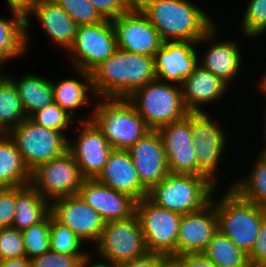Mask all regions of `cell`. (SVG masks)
Returning a JSON list of instances; mask_svg holds the SVG:
<instances>
[{
	"mask_svg": "<svg viewBox=\"0 0 266 267\" xmlns=\"http://www.w3.org/2000/svg\"><path fill=\"white\" fill-rule=\"evenodd\" d=\"M165 41L198 42L216 23L192 0H149L140 8Z\"/></svg>",
	"mask_w": 266,
	"mask_h": 267,
	"instance_id": "obj_1",
	"label": "cell"
},
{
	"mask_svg": "<svg viewBox=\"0 0 266 267\" xmlns=\"http://www.w3.org/2000/svg\"><path fill=\"white\" fill-rule=\"evenodd\" d=\"M90 74L96 96L103 98H128L156 78L153 57L118 48Z\"/></svg>",
	"mask_w": 266,
	"mask_h": 267,
	"instance_id": "obj_2",
	"label": "cell"
},
{
	"mask_svg": "<svg viewBox=\"0 0 266 267\" xmlns=\"http://www.w3.org/2000/svg\"><path fill=\"white\" fill-rule=\"evenodd\" d=\"M213 193V204L218 216V230L229 237L238 248L249 253L257 238L260 224L266 216V208L257 206L226 187ZM219 197V198H217Z\"/></svg>",
	"mask_w": 266,
	"mask_h": 267,
	"instance_id": "obj_3",
	"label": "cell"
},
{
	"mask_svg": "<svg viewBox=\"0 0 266 267\" xmlns=\"http://www.w3.org/2000/svg\"><path fill=\"white\" fill-rule=\"evenodd\" d=\"M91 120L108 143L117 150H128L151 129L127 98L97 97Z\"/></svg>",
	"mask_w": 266,
	"mask_h": 267,
	"instance_id": "obj_4",
	"label": "cell"
},
{
	"mask_svg": "<svg viewBox=\"0 0 266 267\" xmlns=\"http://www.w3.org/2000/svg\"><path fill=\"white\" fill-rule=\"evenodd\" d=\"M217 188L206 176L169 173L147 197L157 206L184 215L207 205Z\"/></svg>",
	"mask_w": 266,
	"mask_h": 267,
	"instance_id": "obj_5",
	"label": "cell"
},
{
	"mask_svg": "<svg viewBox=\"0 0 266 267\" xmlns=\"http://www.w3.org/2000/svg\"><path fill=\"white\" fill-rule=\"evenodd\" d=\"M151 130L178 121L189 112L183 102L181 85L154 79L127 98Z\"/></svg>",
	"mask_w": 266,
	"mask_h": 267,
	"instance_id": "obj_6",
	"label": "cell"
},
{
	"mask_svg": "<svg viewBox=\"0 0 266 267\" xmlns=\"http://www.w3.org/2000/svg\"><path fill=\"white\" fill-rule=\"evenodd\" d=\"M147 252L140 222L134 215L105 222L100 239L92 248L91 258L105 265L117 266Z\"/></svg>",
	"mask_w": 266,
	"mask_h": 267,
	"instance_id": "obj_7",
	"label": "cell"
},
{
	"mask_svg": "<svg viewBox=\"0 0 266 267\" xmlns=\"http://www.w3.org/2000/svg\"><path fill=\"white\" fill-rule=\"evenodd\" d=\"M213 118L215 117L206 111L191 112V133L198 169L221 189L223 184L219 181L221 177L217 175L220 174L218 170L226 156L224 153L229 139L227 132L222 128L223 125L219 123L220 120Z\"/></svg>",
	"mask_w": 266,
	"mask_h": 267,
	"instance_id": "obj_8",
	"label": "cell"
},
{
	"mask_svg": "<svg viewBox=\"0 0 266 267\" xmlns=\"http://www.w3.org/2000/svg\"><path fill=\"white\" fill-rule=\"evenodd\" d=\"M7 134L15 142L30 172L68 151L69 137L64 132L43 127L30 117L25 118Z\"/></svg>",
	"mask_w": 266,
	"mask_h": 267,
	"instance_id": "obj_9",
	"label": "cell"
},
{
	"mask_svg": "<svg viewBox=\"0 0 266 267\" xmlns=\"http://www.w3.org/2000/svg\"><path fill=\"white\" fill-rule=\"evenodd\" d=\"M137 216L148 252L177 255V239L182 214L167 210L153 203L148 197L136 202Z\"/></svg>",
	"mask_w": 266,
	"mask_h": 267,
	"instance_id": "obj_10",
	"label": "cell"
},
{
	"mask_svg": "<svg viewBox=\"0 0 266 267\" xmlns=\"http://www.w3.org/2000/svg\"><path fill=\"white\" fill-rule=\"evenodd\" d=\"M116 49L112 22L104 19L97 24L79 26L73 45L63 54L69 57L72 69L91 72L106 61Z\"/></svg>",
	"mask_w": 266,
	"mask_h": 267,
	"instance_id": "obj_11",
	"label": "cell"
},
{
	"mask_svg": "<svg viewBox=\"0 0 266 267\" xmlns=\"http://www.w3.org/2000/svg\"><path fill=\"white\" fill-rule=\"evenodd\" d=\"M84 180L72 154L66 151L33 170L30 185L51 202L61 197L77 195Z\"/></svg>",
	"mask_w": 266,
	"mask_h": 267,
	"instance_id": "obj_12",
	"label": "cell"
},
{
	"mask_svg": "<svg viewBox=\"0 0 266 267\" xmlns=\"http://www.w3.org/2000/svg\"><path fill=\"white\" fill-rule=\"evenodd\" d=\"M217 23L196 43L198 53V64L209 70L215 76L220 77L229 86L234 83L242 72L244 59L242 50L235 38L222 39L218 36L219 27ZM220 39V41L218 40ZM222 39V40H221ZM205 43V44H204ZM207 44V46H206ZM206 46L204 53L200 55V46ZM241 70V71H240ZM240 72V73H239Z\"/></svg>",
	"mask_w": 266,
	"mask_h": 267,
	"instance_id": "obj_13",
	"label": "cell"
},
{
	"mask_svg": "<svg viewBox=\"0 0 266 267\" xmlns=\"http://www.w3.org/2000/svg\"><path fill=\"white\" fill-rule=\"evenodd\" d=\"M75 126L77 132L73 130L69 134L68 151L75 159L82 176L85 179H96L107 163L113 147L92 120L76 122Z\"/></svg>",
	"mask_w": 266,
	"mask_h": 267,
	"instance_id": "obj_14",
	"label": "cell"
},
{
	"mask_svg": "<svg viewBox=\"0 0 266 267\" xmlns=\"http://www.w3.org/2000/svg\"><path fill=\"white\" fill-rule=\"evenodd\" d=\"M111 22L120 50L154 57L164 43L159 32L138 8L132 7Z\"/></svg>",
	"mask_w": 266,
	"mask_h": 267,
	"instance_id": "obj_15",
	"label": "cell"
},
{
	"mask_svg": "<svg viewBox=\"0 0 266 267\" xmlns=\"http://www.w3.org/2000/svg\"><path fill=\"white\" fill-rule=\"evenodd\" d=\"M50 214L69 227L90 248L98 242L104 228L100 214L78 195L61 197L50 202Z\"/></svg>",
	"mask_w": 266,
	"mask_h": 267,
	"instance_id": "obj_16",
	"label": "cell"
},
{
	"mask_svg": "<svg viewBox=\"0 0 266 267\" xmlns=\"http://www.w3.org/2000/svg\"><path fill=\"white\" fill-rule=\"evenodd\" d=\"M166 153L169 173L205 176L197 167L194 138L191 133V112L178 121L157 129Z\"/></svg>",
	"mask_w": 266,
	"mask_h": 267,
	"instance_id": "obj_17",
	"label": "cell"
},
{
	"mask_svg": "<svg viewBox=\"0 0 266 267\" xmlns=\"http://www.w3.org/2000/svg\"><path fill=\"white\" fill-rule=\"evenodd\" d=\"M153 59L156 79L181 85L198 65L197 44L165 41Z\"/></svg>",
	"mask_w": 266,
	"mask_h": 267,
	"instance_id": "obj_18",
	"label": "cell"
},
{
	"mask_svg": "<svg viewBox=\"0 0 266 267\" xmlns=\"http://www.w3.org/2000/svg\"><path fill=\"white\" fill-rule=\"evenodd\" d=\"M218 231V216L211 201L198 211L184 214L179 224L177 255L201 254Z\"/></svg>",
	"mask_w": 266,
	"mask_h": 267,
	"instance_id": "obj_19",
	"label": "cell"
},
{
	"mask_svg": "<svg viewBox=\"0 0 266 267\" xmlns=\"http://www.w3.org/2000/svg\"><path fill=\"white\" fill-rule=\"evenodd\" d=\"M127 151L141 183L148 190L169 174L163 141L157 130H150Z\"/></svg>",
	"mask_w": 266,
	"mask_h": 267,
	"instance_id": "obj_20",
	"label": "cell"
},
{
	"mask_svg": "<svg viewBox=\"0 0 266 267\" xmlns=\"http://www.w3.org/2000/svg\"><path fill=\"white\" fill-rule=\"evenodd\" d=\"M77 195L101 216L104 222L123 220L135 215L136 200L115 191L97 179H85Z\"/></svg>",
	"mask_w": 266,
	"mask_h": 267,
	"instance_id": "obj_21",
	"label": "cell"
},
{
	"mask_svg": "<svg viewBox=\"0 0 266 267\" xmlns=\"http://www.w3.org/2000/svg\"><path fill=\"white\" fill-rule=\"evenodd\" d=\"M73 70L79 76L76 75L75 78L73 76L69 78L68 76L67 78H61L60 81L57 80L58 82L53 80L51 81L54 103L63 108L77 122L89 121L92 118L93 111H91V113H87L88 117H84V114L83 116L78 115V117L76 112L80 111V109L85 106H91L92 103V105H94L97 99L93 89L91 74L90 72L79 69H72V73ZM77 77H79V79Z\"/></svg>",
	"mask_w": 266,
	"mask_h": 267,
	"instance_id": "obj_22",
	"label": "cell"
},
{
	"mask_svg": "<svg viewBox=\"0 0 266 267\" xmlns=\"http://www.w3.org/2000/svg\"><path fill=\"white\" fill-rule=\"evenodd\" d=\"M229 87L220 77L198 64L181 84L184 105L189 112L205 111L204 105L217 104L224 99L227 90L230 92Z\"/></svg>",
	"mask_w": 266,
	"mask_h": 267,
	"instance_id": "obj_23",
	"label": "cell"
},
{
	"mask_svg": "<svg viewBox=\"0 0 266 267\" xmlns=\"http://www.w3.org/2000/svg\"><path fill=\"white\" fill-rule=\"evenodd\" d=\"M96 179L115 191L130 195L136 201L148 196L149 190L141 183L127 150L113 149Z\"/></svg>",
	"mask_w": 266,
	"mask_h": 267,
	"instance_id": "obj_24",
	"label": "cell"
},
{
	"mask_svg": "<svg viewBox=\"0 0 266 267\" xmlns=\"http://www.w3.org/2000/svg\"><path fill=\"white\" fill-rule=\"evenodd\" d=\"M31 15L52 43L66 53L73 45L79 27L68 13L54 0H37Z\"/></svg>",
	"mask_w": 266,
	"mask_h": 267,
	"instance_id": "obj_25",
	"label": "cell"
},
{
	"mask_svg": "<svg viewBox=\"0 0 266 267\" xmlns=\"http://www.w3.org/2000/svg\"><path fill=\"white\" fill-rule=\"evenodd\" d=\"M7 74L18 90L26 117L54 102L53 87L48 77L27 73L18 79L9 72Z\"/></svg>",
	"mask_w": 266,
	"mask_h": 267,
	"instance_id": "obj_26",
	"label": "cell"
},
{
	"mask_svg": "<svg viewBox=\"0 0 266 267\" xmlns=\"http://www.w3.org/2000/svg\"><path fill=\"white\" fill-rule=\"evenodd\" d=\"M50 214V202L30 184L16 187V207L12 227L20 231L42 222Z\"/></svg>",
	"mask_w": 266,
	"mask_h": 267,
	"instance_id": "obj_27",
	"label": "cell"
},
{
	"mask_svg": "<svg viewBox=\"0 0 266 267\" xmlns=\"http://www.w3.org/2000/svg\"><path fill=\"white\" fill-rule=\"evenodd\" d=\"M30 180L31 172L15 142L7 133H0V188L26 186Z\"/></svg>",
	"mask_w": 266,
	"mask_h": 267,
	"instance_id": "obj_28",
	"label": "cell"
},
{
	"mask_svg": "<svg viewBox=\"0 0 266 267\" xmlns=\"http://www.w3.org/2000/svg\"><path fill=\"white\" fill-rule=\"evenodd\" d=\"M255 161L252 162V168L246 175L236 177L227 186L233 189L240 197L257 206L266 208V157L259 151Z\"/></svg>",
	"mask_w": 266,
	"mask_h": 267,
	"instance_id": "obj_29",
	"label": "cell"
},
{
	"mask_svg": "<svg viewBox=\"0 0 266 267\" xmlns=\"http://www.w3.org/2000/svg\"><path fill=\"white\" fill-rule=\"evenodd\" d=\"M10 15L0 17V60L3 63L27 55L25 20L17 14Z\"/></svg>",
	"mask_w": 266,
	"mask_h": 267,
	"instance_id": "obj_30",
	"label": "cell"
},
{
	"mask_svg": "<svg viewBox=\"0 0 266 267\" xmlns=\"http://www.w3.org/2000/svg\"><path fill=\"white\" fill-rule=\"evenodd\" d=\"M201 254L217 267H251L247 253L220 230L214 234Z\"/></svg>",
	"mask_w": 266,
	"mask_h": 267,
	"instance_id": "obj_31",
	"label": "cell"
},
{
	"mask_svg": "<svg viewBox=\"0 0 266 267\" xmlns=\"http://www.w3.org/2000/svg\"><path fill=\"white\" fill-rule=\"evenodd\" d=\"M25 118L18 90L7 76L0 83V133H8Z\"/></svg>",
	"mask_w": 266,
	"mask_h": 267,
	"instance_id": "obj_32",
	"label": "cell"
},
{
	"mask_svg": "<svg viewBox=\"0 0 266 267\" xmlns=\"http://www.w3.org/2000/svg\"><path fill=\"white\" fill-rule=\"evenodd\" d=\"M50 250L63 254H91L87 246L69 227L57 222L50 214ZM90 251H89V250Z\"/></svg>",
	"mask_w": 266,
	"mask_h": 267,
	"instance_id": "obj_33",
	"label": "cell"
},
{
	"mask_svg": "<svg viewBox=\"0 0 266 267\" xmlns=\"http://www.w3.org/2000/svg\"><path fill=\"white\" fill-rule=\"evenodd\" d=\"M241 18V33L245 38L257 39L266 32V0H248Z\"/></svg>",
	"mask_w": 266,
	"mask_h": 267,
	"instance_id": "obj_34",
	"label": "cell"
},
{
	"mask_svg": "<svg viewBox=\"0 0 266 267\" xmlns=\"http://www.w3.org/2000/svg\"><path fill=\"white\" fill-rule=\"evenodd\" d=\"M22 232L26 258L40 256L50 249V214L39 224L24 229Z\"/></svg>",
	"mask_w": 266,
	"mask_h": 267,
	"instance_id": "obj_35",
	"label": "cell"
},
{
	"mask_svg": "<svg viewBox=\"0 0 266 267\" xmlns=\"http://www.w3.org/2000/svg\"><path fill=\"white\" fill-rule=\"evenodd\" d=\"M30 118L43 127L64 132L68 137L74 128L72 126L77 122L70 114L54 102L37 111Z\"/></svg>",
	"mask_w": 266,
	"mask_h": 267,
	"instance_id": "obj_36",
	"label": "cell"
},
{
	"mask_svg": "<svg viewBox=\"0 0 266 267\" xmlns=\"http://www.w3.org/2000/svg\"><path fill=\"white\" fill-rule=\"evenodd\" d=\"M78 25H93L104 19L89 0H54Z\"/></svg>",
	"mask_w": 266,
	"mask_h": 267,
	"instance_id": "obj_37",
	"label": "cell"
},
{
	"mask_svg": "<svg viewBox=\"0 0 266 267\" xmlns=\"http://www.w3.org/2000/svg\"><path fill=\"white\" fill-rule=\"evenodd\" d=\"M91 254H63L48 250L30 260L31 267H85Z\"/></svg>",
	"mask_w": 266,
	"mask_h": 267,
	"instance_id": "obj_38",
	"label": "cell"
},
{
	"mask_svg": "<svg viewBox=\"0 0 266 267\" xmlns=\"http://www.w3.org/2000/svg\"><path fill=\"white\" fill-rule=\"evenodd\" d=\"M26 257L22 232L13 227L0 228L1 260Z\"/></svg>",
	"mask_w": 266,
	"mask_h": 267,
	"instance_id": "obj_39",
	"label": "cell"
},
{
	"mask_svg": "<svg viewBox=\"0 0 266 267\" xmlns=\"http://www.w3.org/2000/svg\"><path fill=\"white\" fill-rule=\"evenodd\" d=\"M103 19L113 20L127 13L131 8V0H89Z\"/></svg>",
	"mask_w": 266,
	"mask_h": 267,
	"instance_id": "obj_40",
	"label": "cell"
},
{
	"mask_svg": "<svg viewBox=\"0 0 266 267\" xmlns=\"http://www.w3.org/2000/svg\"><path fill=\"white\" fill-rule=\"evenodd\" d=\"M16 207V187L0 188V228L12 227Z\"/></svg>",
	"mask_w": 266,
	"mask_h": 267,
	"instance_id": "obj_41",
	"label": "cell"
},
{
	"mask_svg": "<svg viewBox=\"0 0 266 267\" xmlns=\"http://www.w3.org/2000/svg\"><path fill=\"white\" fill-rule=\"evenodd\" d=\"M247 255L251 267H266V216L260 224L254 245Z\"/></svg>",
	"mask_w": 266,
	"mask_h": 267,
	"instance_id": "obj_42",
	"label": "cell"
},
{
	"mask_svg": "<svg viewBox=\"0 0 266 267\" xmlns=\"http://www.w3.org/2000/svg\"><path fill=\"white\" fill-rule=\"evenodd\" d=\"M5 1L8 4L7 6H9L8 8L9 11H11L10 13L17 14L25 20V41L28 53L29 51L28 48L32 46L30 43L31 41L29 40L30 39L29 30H31L30 26L32 25L30 23V18H31L30 13L32 12L37 0H5Z\"/></svg>",
	"mask_w": 266,
	"mask_h": 267,
	"instance_id": "obj_43",
	"label": "cell"
},
{
	"mask_svg": "<svg viewBox=\"0 0 266 267\" xmlns=\"http://www.w3.org/2000/svg\"><path fill=\"white\" fill-rule=\"evenodd\" d=\"M168 258L164 254L147 252L142 257L121 263L117 267H160Z\"/></svg>",
	"mask_w": 266,
	"mask_h": 267,
	"instance_id": "obj_44",
	"label": "cell"
},
{
	"mask_svg": "<svg viewBox=\"0 0 266 267\" xmlns=\"http://www.w3.org/2000/svg\"><path fill=\"white\" fill-rule=\"evenodd\" d=\"M178 267H217L202 254H182L170 257Z\"/></svg>",
	"mask_w": 266,
	"mask_h": 267,
	"instance_id": "obj_45",
	"label": "cell"
},
{
	"mask_svg": "<svg viewBox=\"0 0 266 267\" xmlns=\"http://www.w3.org/2000/svg\"><path fill=\"white\" fill-rule=\"evenodd\" d=\"M0 267H31L30 260L26 257L18 259L1 260Z\"/></svg>",
	"mask_w": 266,
	"mask_h": 267,
	"instance_id": "obj_46",
	"label": "cell"
},
{
	"mask_svg": "<svg viewBox=\"0 0 266 267\" xmlns=\"http://www.w3.org/2000/svg\"><path fill=\"white\" fill-rule=\"evenodd\" d=\"M261 75V78L257 81L256 83V88L258 91H260L261 94H263L262 96H265V99H266V68H265V71H263Z\"/></svg>",
	"mask_w": 266,
	"mask_h": 267,
	"instance_id": "obj_47",
	"label": "cell"
},
{
	"mask_svg": "<svg viewBox=\"0 0 266 267\" xmlns=\"http://www.w3.org/2000/svg\"><path fill=\"white\" fill-rule=\"evenodd\" d=\"M85 267H117V266L105 265L97 262L96 260L94 261L92 258H90Z\"/></svg>",
	"mask_w": 266,
	"mask_h": 267,
	"instance_id": "obj_48",
	"label": "cell"
},
{
	"mask_svg": "<svg viewBox=\"0 0 266 267\" xmlns=\"http://www.w3.org/2000/svg\"><path fill=\"white\" fill-rule=\"evenodd\" d=\"M149 0H131V4L133 8H140L145 2Z\"/></svg>",
	"mask_w": 266,
	"mask_h": 267,
	"instance_id": "obj_49",
	"label": "cell"
},
{
	"mask_svg": "<svg viewBox=\"0 0 266 267\" xmlns=\"http://www.w3.org/2000/svg\"><path fill=\"white\" fill-rule=\"evenodd\" d=\"M160 267H178L177 264L169 257Z\"/></svg>",
	"mask_w": 266,
	"mask_h": 267,
	"instance_id": "obj_50",
	"label": "cell"
},
{
	"mask_svg": "<svg viewBox=\"0 0 266 267\" xmlns=\"http://www.w3.org/2000/svg\"><path fill=\"white\" fill-rule=\"evenodd\" d=\"M265 109H266V108H263L264 113H265V114H263V116H264V118H263V119H264V120H263V121H264V124H263V125H264L263 131H264V132H263V136H262V137L264 138V140H265V141L263 140L264 143H266V110H265Z\"/></svg>",
	"mask_w": 266,
	"mask_h": 267,
	"instance_id": "obj_51",
	"label": "cell"
},
{
	"mask_svg": "<svg viewBox=\"0 0 266 267\" xmlns=\"http://www.w3.org/2000/svg\"><path fill=\"white\" fill-rule=\"evenodd\" d=\"M3 62L0 60V80H4L6 77H7V73H1L2 72V68L1 67H3Z\"/></svg>",
	"mask_w": 266,
	"mask_h": 267,
	"instance_id": "obj_52",
	"label": "cell"
},
{
	"mask_svg": "<svg viewBox=\"0 0 266 267\" xmlns=\"http://www.w3.org/2000/svg\"><path fill=\"white\" fill-rule=\"evenodd\" d=\"M262 150L260 151L259 150V152L264 156V157H266V143H265V145L263 146V148H261Z\"/></svg>",
	"mask_w": 266,
	"mask_h": 267,
	"instance_id": "obj_53",
	"label": "cell"
}]
</instances>
